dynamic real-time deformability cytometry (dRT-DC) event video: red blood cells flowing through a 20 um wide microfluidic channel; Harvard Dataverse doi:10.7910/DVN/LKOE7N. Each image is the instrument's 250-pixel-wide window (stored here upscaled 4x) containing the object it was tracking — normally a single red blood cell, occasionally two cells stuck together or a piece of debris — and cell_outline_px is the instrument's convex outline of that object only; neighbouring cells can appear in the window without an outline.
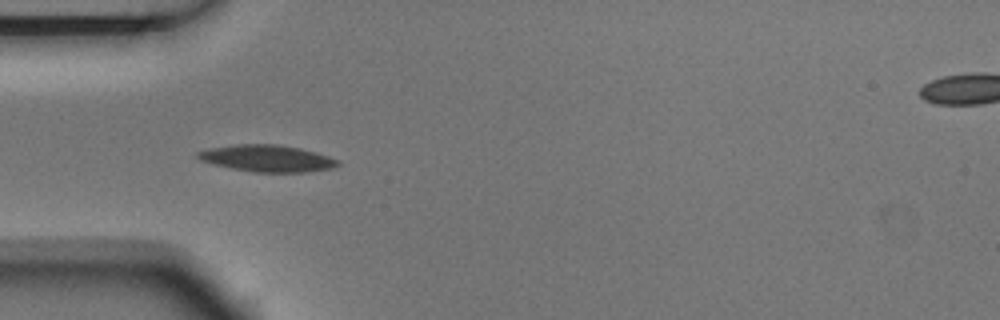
{"species": "Egyptian fruit bat (a non-hibernating species)", "species_latin": "Rousettus aegyptiacus", "temperature_condition": "room temperature", "stored_images_in_passage": 9, "camera_frame_rate_fps": 3000, "um_per_image_px": 0.085, "animal": {"sex": "male"}, "frame": {"image": 1, "passage_image": 3, "time_ms": 0.667, "image_size_px": [1000, 320], "cell_outline_px": [[340, 164], [332, 168], [308, 172], [252, 172], [212, 164], [200, 160], [196, 156], [196, 152], [208, 148], [236, 144], [276, 144], [300, 148], [316, 152], [340, 160]], "centroid_in_image_um": [22.7, 13.46], "position_along_channel_um": 62.3, "area_um2": 21.96}}
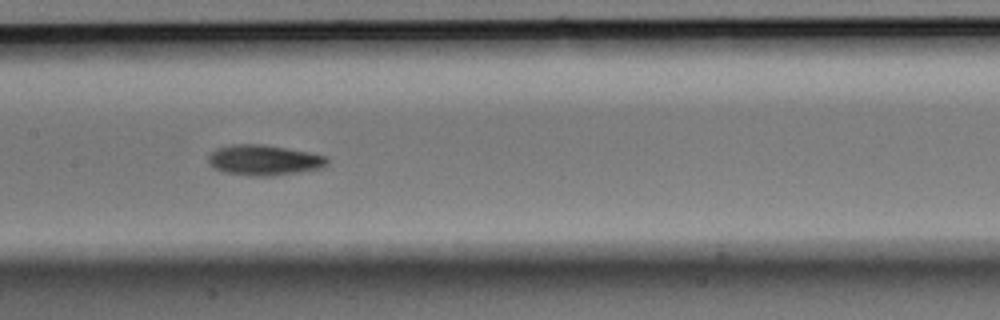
{"frame": {"image": 2, "passage_image": 6, "time_ms": 1.667, "image_size_px": [1000, 320], "cell_outline_px": [[328, 164], [320, 168], [300, 172], [272, 176], [248, 176], [224, 172], [212, 168], [208, 164], [208, 156], [212, 152], [220, 148], [232, 144], [264, 144], [312, 152], [328, 156]], "centroid_in_image_um": [22.46, 13.61], "position_along_channel_um": 184.9, "area_um2": 21.39}}
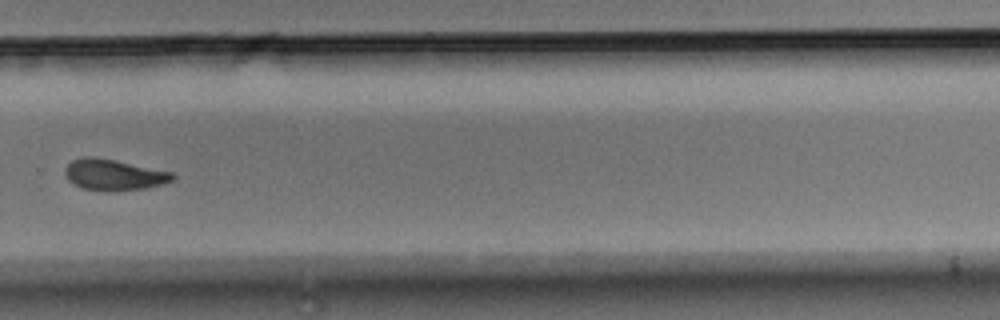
{"frame": {"image": 3, "passage_image": 9, "time_ms": 2.667, "image_size_px": [1000, 320], "cell_outline_px": [[176, 176], [172, 180], [164, 184], [144, 188], [112, 192], [108, 192], [84, 188], [68, 180], [64, 172], [64, 168], [72, 160], [84, 156], [92, 156], [116, 160], [172, 172]], "centroid_in_image_um": [9.67, 14.85], "position_along_channel_um": 320.1, "area_um2": 19.54}}